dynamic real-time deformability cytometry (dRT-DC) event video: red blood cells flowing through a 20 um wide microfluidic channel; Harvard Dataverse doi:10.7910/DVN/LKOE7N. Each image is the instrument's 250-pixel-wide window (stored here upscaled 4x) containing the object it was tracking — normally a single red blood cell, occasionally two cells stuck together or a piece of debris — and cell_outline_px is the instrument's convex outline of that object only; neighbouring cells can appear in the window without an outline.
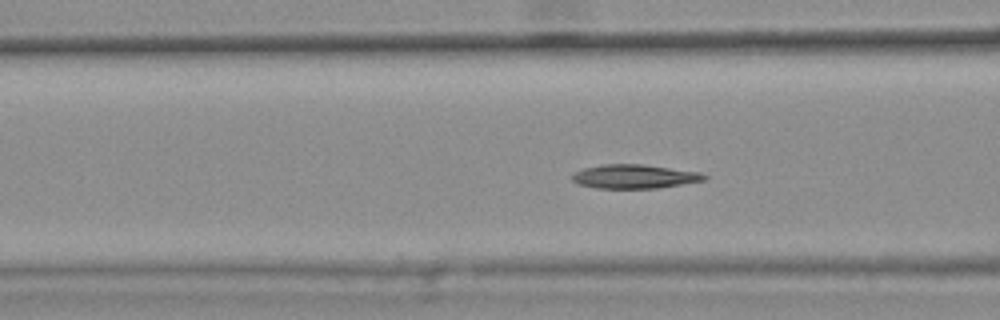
{"species": "common noctule bat (a hibernating species)", "species_latin": "Nyctalus noctula", "temperature_condition": "warm", "stored_images_in_passage": 47, "camera_frame_rate_fps": 3000, "um_per_image_px": 0.085, "animal": {"sex": "female", "body_mass_g": 25.1}, "frame": {"image": 1, "passage_image": 21, "time_ms": 6.667, "image_size_px": [1000, 320], "cell_outline_px": [[708, 176], [704, 180], [656, 188], [596, 188], [576, 184], [568, 176], [572, 172], [584, 168], [600, 164], [644, 164], [700, 172]], "centroid_in_image_um": [53.83, 14.99], "position_along_channel_um": 112.8, "area_um2": 18.61}, "authors_computed_cell_mechanics": {"area_um2": 18.9584, "velocity_mm_per_s": 3.6617, "shape_relaxation_time_tau1_ms": null, "shape_relaxation_time_tau2_ms": 4.3153, "deformation_change_tau1": null, "deformation_change_tau2": 0.1065}}